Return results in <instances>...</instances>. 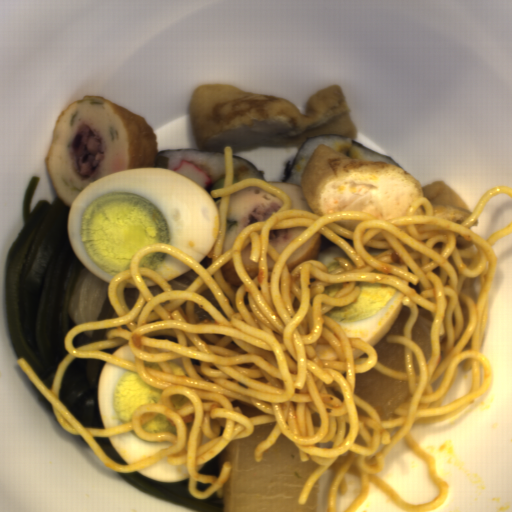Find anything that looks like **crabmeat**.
Instances as JSON below:
<instances>
[{
	"label": "crabmeat",
	"mask_w": 512,
	"mask_h": 512,
	"mask_svg": "<svg viewBox=\"0 0 512 512\" xmlns=\"http://www.w3.org/2000/svg\"><path fill=\"white\" fill-rule=\"evenodd\" d=\"M173 172H178L182 176L191 180L203 189H207L211 184L212 178L209 174L201 168L191 164L188 161H181L180 164L174 169Z\"/></svg>",
	"instance_id": "f7934b28"
}]
</instances>
